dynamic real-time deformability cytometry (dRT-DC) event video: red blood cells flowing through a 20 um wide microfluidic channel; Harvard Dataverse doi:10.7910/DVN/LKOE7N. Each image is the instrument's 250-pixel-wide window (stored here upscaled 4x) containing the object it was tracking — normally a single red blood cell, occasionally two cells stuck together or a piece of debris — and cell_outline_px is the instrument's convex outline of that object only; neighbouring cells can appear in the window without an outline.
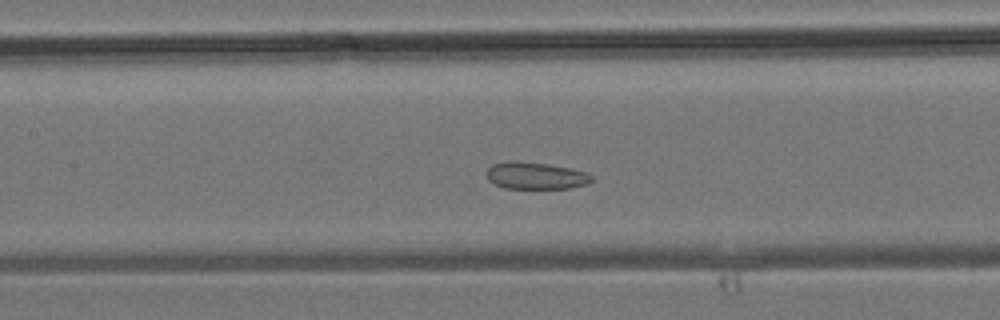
{"species": "common noctule bat (a hibernating species)", "species_latin": "Nyctalus noctula", "temperature_condition": "room temperature", "stored_images_in_passage": 34, "camera_frame_rate_fps": 3000, "um_per_image_px": 0.085, "animal": {"sex": "male", "body_mass_g": 19.2, "forearm_length_mm": 51.8}, "frame": {"image": 1, "passage_image": 14, "time_ms": 4.333, "image_size_px": [1000, 320], "cell_outline_px": [[592, 180], [588, 184], [572, 188], [504, 188], [488, 180], [488, 168], [492, 164], [508, 160], [548, 164], [568, 168], [584, 172], [592, 176]], "centroid_in_image_um": [45.52, 14.93], "position_along_channel_um": 161.9, "area_um2": 16.36}}
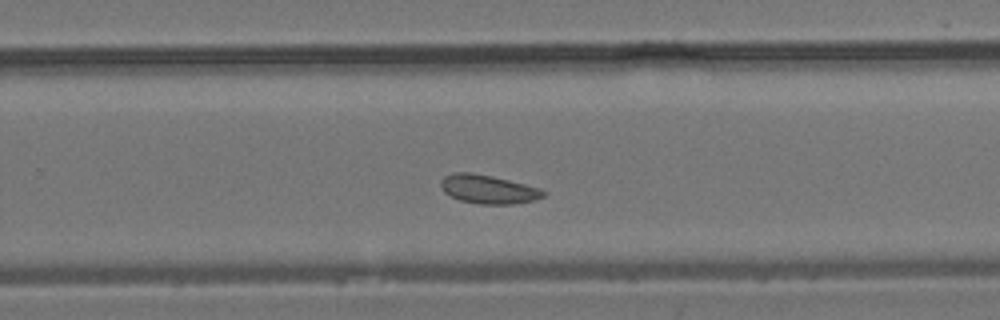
{"frame": {"image": 2, "passage_image": 21, "time_ms": 6.667, "image_size_px": [1000, 320], "cell_outline_px": [[548, 192], [544, 196], [532, 200], [512, 204], [480, 204], [460, 200], [444, 192], [440, 188], [440, 180], [444, 176], [452, 172], [472, 172], [492, 176], [540, 188]], "centroid_in_image_um": [41.46, 16.07], "position_along_channel_um": 288.3, "area_um2": 17.17}}
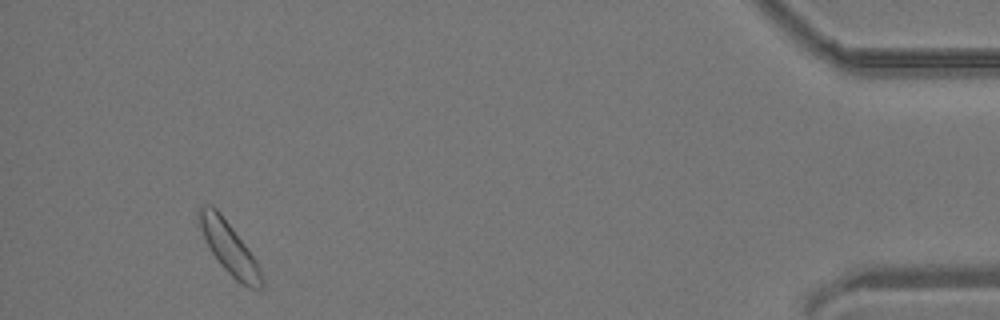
{"frame": {"image": 3, "passage_image": 32, "time_ms": 10.333, "image_size_px": [1000, 320], "cell_outline_px": [[264, 284], [260, 288], [248, 288], [240, 284], [220, 264], [212, 252], [200, 228], [196, 212], [196, 208], [208, 204], [212, 204], [220, 212], [248, 248], [256, 260], [260, 268], [264, 280]], "centroid_in_image_um": [19.48, 21.05], "position_along_channel_um": 415.7, "area_um2": 18.9}}